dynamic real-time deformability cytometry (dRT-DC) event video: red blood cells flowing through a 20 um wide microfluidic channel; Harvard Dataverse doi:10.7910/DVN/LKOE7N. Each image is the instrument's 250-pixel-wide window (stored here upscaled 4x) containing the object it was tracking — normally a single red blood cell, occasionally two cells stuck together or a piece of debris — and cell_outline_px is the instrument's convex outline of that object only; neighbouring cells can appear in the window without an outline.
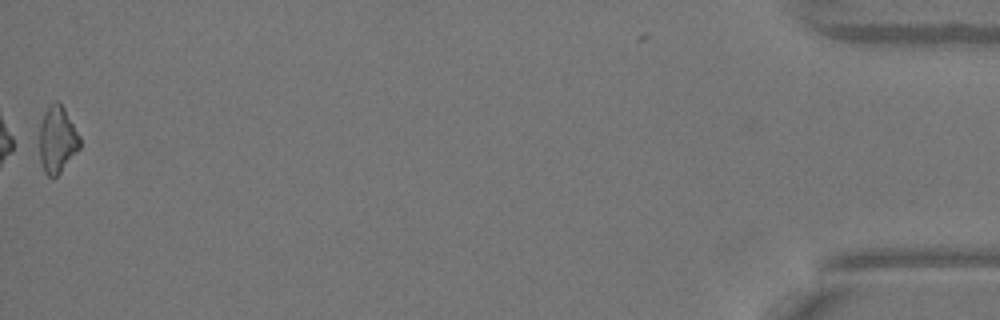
{"species": "Egyptian fruit bat (a non-hibernating species)", "species_latin": "Rousettus aegyptiacus", "temperature_condition": "warm", "stored_images_in_passage": 43, "camera_frame_rate_fps": 3000, "um_per_image_px": 0.085, "animal": {"sex": "female"}, "frame": {"image": 1, "passage_image": 42, "time_ms": 13.667, "image_size_px": [1000, 320], "cell_outline_px": [[80, 148], [60, 172], [56, 176], [48, 176], [44, 172], [40, 160], [40, 124], [44, 112], [48, 104], [56, 100], [64, 108], [80, 136]], "centroid_in_image_um": [4.86, 11.84], "position_along_channel_um": 430.3, "area_um2": 15.61}}